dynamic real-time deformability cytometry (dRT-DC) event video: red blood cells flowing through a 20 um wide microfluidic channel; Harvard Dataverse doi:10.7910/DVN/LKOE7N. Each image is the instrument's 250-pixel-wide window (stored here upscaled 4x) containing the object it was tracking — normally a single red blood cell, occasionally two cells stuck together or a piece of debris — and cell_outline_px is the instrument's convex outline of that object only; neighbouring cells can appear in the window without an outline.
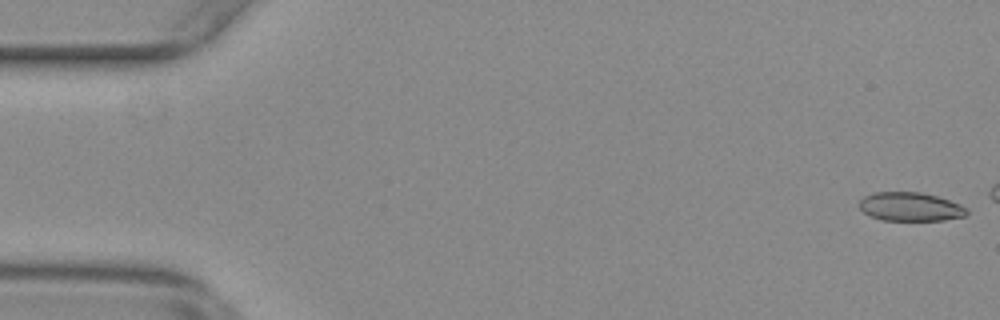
{"species": "common noctule bat (a hibernating species)", "species_latin": "Nyctalus noctula", "temperature_condition": "warm", "stored_images_in_passage": 13, "camera_frame_rate_fps": 3000, "um_per_image_px": 0.085, "animal": {"sex": "female", "body_mass_g": 29.2, "forearm_length_mm": 56.3}, "frame": {"image": 1, "passage_image": 1, "time_ms": 0.0, "image_size_px": [1000, 320], "cell_outline_px": [[968, 212], [964, 216], [944, 220], [880, 220], [864, 212], [860, 208], [860, 200], [864, 196], [872, 192], [920, 192], [936, 196], [960, 204], [968, 208]], "centroid_in_image_um": [77.38, 17.57], "position_along_channel_um": 7.6, "area_um2": 17.92}}